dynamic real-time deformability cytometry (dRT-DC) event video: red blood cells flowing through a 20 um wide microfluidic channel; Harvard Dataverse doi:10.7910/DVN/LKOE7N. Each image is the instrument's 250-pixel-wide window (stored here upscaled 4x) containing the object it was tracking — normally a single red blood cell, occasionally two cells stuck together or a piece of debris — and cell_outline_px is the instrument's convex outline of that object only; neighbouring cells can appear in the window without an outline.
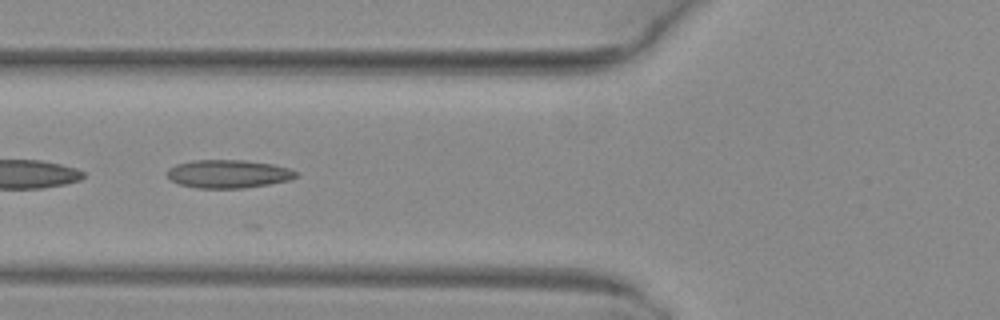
{"species": "common noctule bat (a hibernating species)", "species_latin": "Nyctalus noctula", "temperature_condition": "warm", "stored_images_in_passage": 28, "camera_frame_rate_fps": 3000, "um_per_image_px": 0.085, "animal": {"sex": "female", "body_mass_g": 29.2, "forearm_length_mm": 56.3}, "frame": {"image": 1, "passage_image": 5, "time_ms": 1.333, "image_size_px": [1000, 320], "cell_outline_px": [[300, 176], [292, 180], [244, 188], [196, 188], [180, 184], [172, 180], [168, 176], [168, 168], [176, 164], [192, 160], [244, 160], [272, 164], [288, 168], [300, 172]], "centroid_in_image_um": [19.46, 14.78], "position_along_channel_um": 106.3, "area_um2": 21.33}}
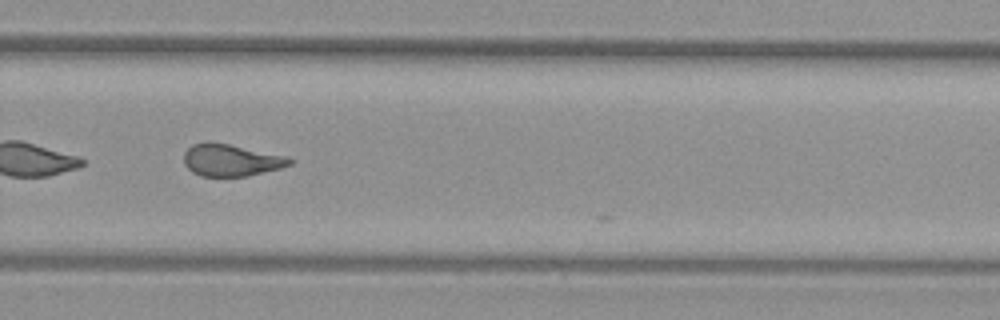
{"frame": {"image": 2, "passage_image": 20, "time_ms": 6.333, "image_size_px": [1000, 320], "cell_outline_px": [[292, 164], [280, 168], [248, 176], [200, 176], [192, 172], [184, 164], [184, 152], [192, 144], [204, 140], [208, 140], [288, 156], [292, 160]], "centroid_in_image_um": [19.6, 13.6], "position_along_channel_um": 310.2, "area_um2": 19.94}, "authors_computed_cell_mechanics": {"area_um2": 20.2878, "velocity_mm_per_s": 4.0744, "shape_relaxation_time_tau1_ms": null, "shape_relaxation_time_tau2_ms": 1.4499, "deformation_change_tau1": null, "deformation_change_tau2": 0.1111}}